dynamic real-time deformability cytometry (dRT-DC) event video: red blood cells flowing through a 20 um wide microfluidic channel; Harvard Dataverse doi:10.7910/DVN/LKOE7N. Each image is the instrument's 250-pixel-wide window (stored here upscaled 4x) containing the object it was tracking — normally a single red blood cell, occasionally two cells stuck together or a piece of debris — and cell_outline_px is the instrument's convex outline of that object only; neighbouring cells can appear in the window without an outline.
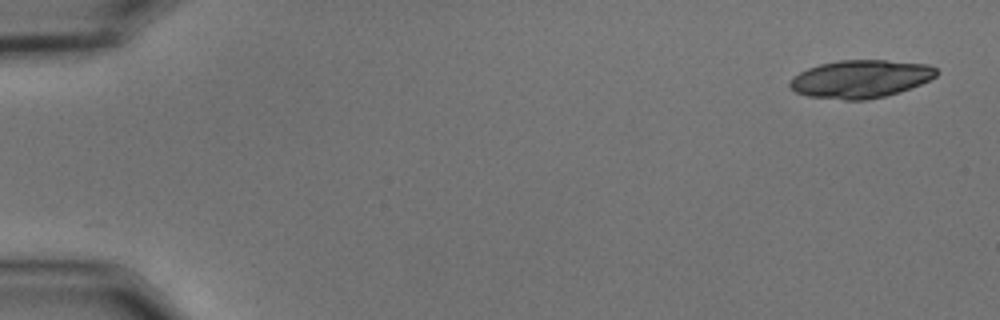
{"species": "common noctule bat (a hibernating species)", "species_latin": "Nyctalus noctula", "temperature_condition": "cold", "stored_images_in_passage": 19, "camera_frame_rate_fps": 3000, "um_per_image_px": 0.085, "animal": {"sex": "male", "body_mass_g": 15.6}, "frame": {"image": 1, "passage_image": 1, "time_ms": 0.0, "image_size_px": [1000, 320], "cell_outline_px": [[940, 72], [936, 76], [920, 84], [900, 92], [884, 96], [864, 100], [844, 100], [808, 96], [796, 92], [788, 88], [788, 84], [800, 72], [808, 68], [820, 64], [840, 60], [884, 60], [928, 64], [936, 68]], "centroid_in_image_um": [73.16, 6.71], "position_along_channel_um": 11.8, "area_um2": 32.31}}